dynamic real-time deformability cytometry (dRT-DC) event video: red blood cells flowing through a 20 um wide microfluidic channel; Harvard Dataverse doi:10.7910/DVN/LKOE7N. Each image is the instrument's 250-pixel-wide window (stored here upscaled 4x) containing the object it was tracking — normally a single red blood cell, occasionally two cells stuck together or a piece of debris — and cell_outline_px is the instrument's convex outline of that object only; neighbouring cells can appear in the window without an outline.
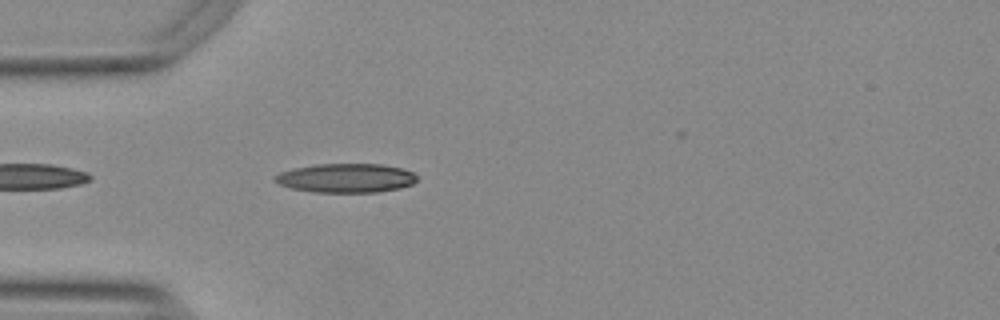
{"species": "Egyptian fruit bat (a non-hibernating species)", "species_latin": "Rousettus aegyptiacus", "temperature_condition": "warm", "stored_images_in_passage": 17, "camera_frame_rate_fps": 3000, "um_per_image_px": 0.085, "animal": {"sex": "female"}, "frame": {"image": 1, "passage_image": 3, "time_ms": 0.667, "image_size_px": [1000, 320], "cell_outline_px": [[416, 180], [412, 184], [400, 188], [380, 192], [316, 192], [292, 188], [280, 184], [272, 176], [280, 172], [292, 168], [316, 164], [380, 164], [400, 168], [412, 172], [416, 176]], "centroid_in_image_um": [29.4, 15.13], "position_along_channel_um": 55.6, "area_um2": 23.93}}
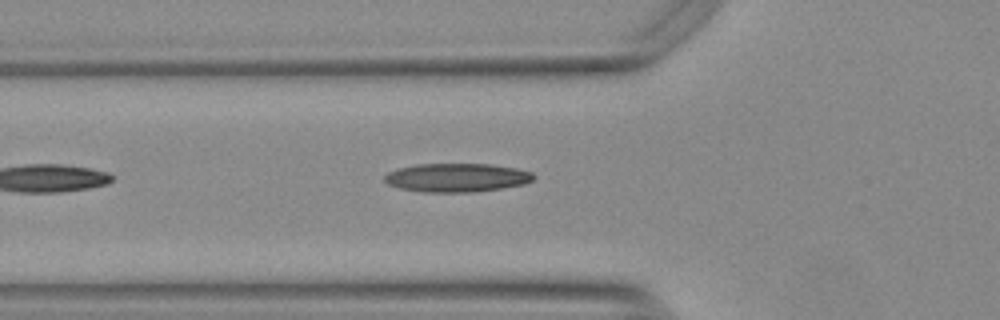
{"frame": {"image": 2, "passage_image": 6, "time_ms": 1.667, "image_size_px": [1000, 320], "cell_outline_px": [[536, 176], [532, 180], [524, 184], [500, 188], [472, 192], [424, 192], [400, 188], [388, 184], [384, 180], [384, 176], [388, 172], [400, 168], [416, 164], [488, 164], [516, 168], [532, 172]], "centroid_in_image_um": [38.83, 15.09], "position_along_channel_um": 87.0, "area_um2": 24.74}}